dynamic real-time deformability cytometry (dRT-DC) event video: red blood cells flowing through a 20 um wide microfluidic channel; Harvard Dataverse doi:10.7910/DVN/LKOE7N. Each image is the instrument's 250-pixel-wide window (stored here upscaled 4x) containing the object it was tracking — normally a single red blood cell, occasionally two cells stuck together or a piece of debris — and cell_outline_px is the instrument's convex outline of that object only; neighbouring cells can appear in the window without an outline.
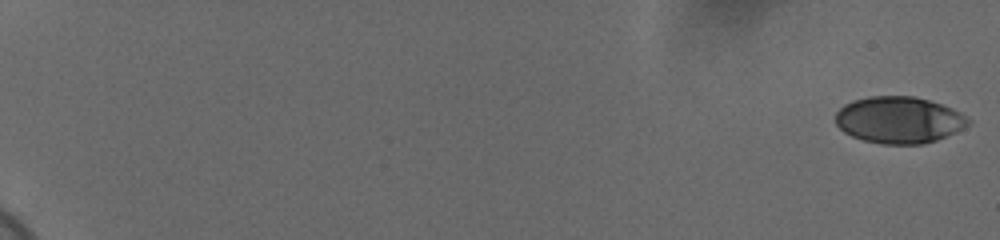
{"species": "human", "species_latin": "Homo sapiens", "temperature_condition": "cold", "stored_images_in_passage": 59, "camera_frame_rate_fps": 3000, "um_per_image_px": 0.085, "donor": {"sex": "female"}, "frame": {"image": 1, "passage_image": 1, "time_ms": 0.0, "image_size_px": [1000, 240], "cell_outline_px": [[972, 120], [968, 124], [936, 140], [924, 144], [880, 144], [864, 140], [852, 136], [844, 132], [836, 124], [836, 112], [844, 104], [852, 100], [868, 96], [912, 96], [928, 100], [952, 108], [960, 112]], "centroid_in_image_um": [76.37, 10.19], "position_along_channel_um": 8.6, "area_um2": 35.89}}
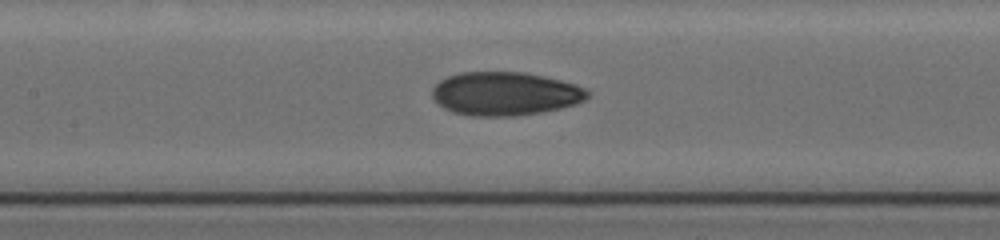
{"frame": {"image": 2, "passage_image": 32, "time_ms": 10.333, "image_size_px": [1000, 240], "cell_outline_px": [[588, 96], [584, 100], [576, 104], [560, 108], [540, 112], [512, 116], [472, 116], [452, 112], [444, 108], [432, 100], [432, 88], [440, 80], [448, 76], [460, 72], [524, 72], [544, 76], [576, 84], [584, 88], [588, 92]], "centroid_in_image_um": [42.89, 7.96], "position_along_channel_um": 164.5, "area_um2": 39.48}}
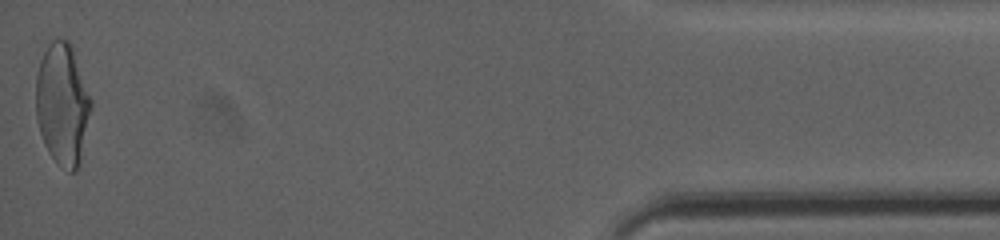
{"frame": {"image": 3, "passage_image": 59, "time_ms": 19.333, "image_size_px": [1000, 240], "cell_outline_px": [[92, 108], [80, 164], [76, 172], [68, 172], [56, 164], [48, 152], [44, 144], [36, 120], [36, 76], [40, 60], [48, 44], [52, 40], [68, 40], [72, 44], [92, 100]], "centroid_in_image_um": [5.32, 8.89], "position_along_channel_um": 429.9, "area_um2": 39.77}, "authors_computed_cell_mechanics": {"area_um2": 37.9168, "velocity_mm_per_s": 3.7015, "shape_relaxation_time_tau1_ms": 4.9614, "shape_relaxation_time_tau2_ms": 1.6325, "deformation_change_tau1": 0.1722, "deformation_change_tau2": 0.0678}}